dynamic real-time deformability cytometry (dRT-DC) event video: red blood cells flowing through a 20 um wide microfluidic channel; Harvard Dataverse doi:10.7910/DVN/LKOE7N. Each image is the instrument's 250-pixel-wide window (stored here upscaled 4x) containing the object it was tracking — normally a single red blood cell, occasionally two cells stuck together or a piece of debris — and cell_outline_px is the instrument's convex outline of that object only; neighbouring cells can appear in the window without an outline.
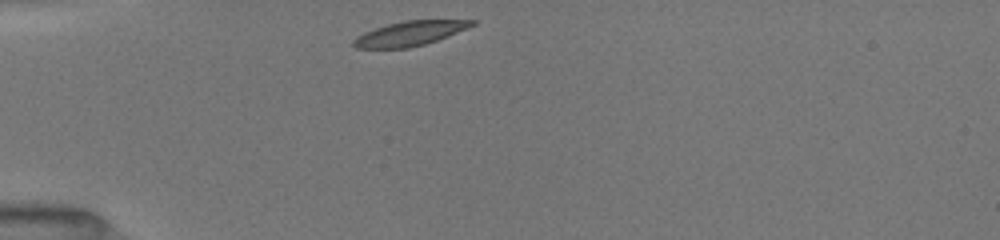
{"species": "common noctule bat (a hibernating species)", "species_latin": "Nyctalus noctula", "temperature_condition": "room temperature", "stored_images_in_passage": 50, "camera_frame_rate_fps": 3000, "um_per_image_px": 0.085, "animal": {"sex": "female", "body_mass_g": 19.5, "forearm_length_mm": 54.1}, "frame": {"image": 1, "passage_image": 1, "time_ms": 0.0, "image_size_px": [1000, 240], "cell_outline_px": [[476, 24], [468, 28], [436, 40], [424, 44], [408, 48], [356, 48], [352, 44], [352, 40], [356, 36], [364, 32], [388, 24], [404, 20], [476, 20]], "centroid_in_image_um": [34.81, 2.84], "position_along_channel_um": 50.2, "area_um2": 16.82}}
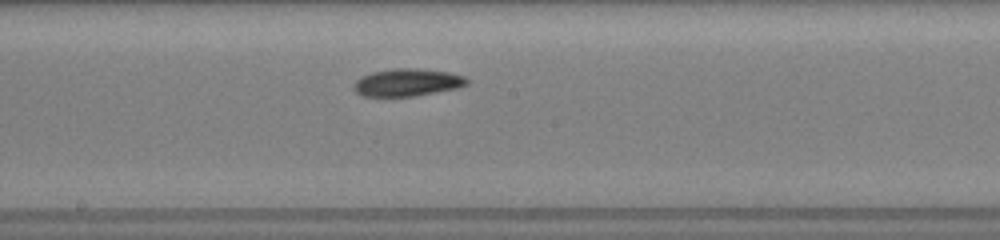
{"frame": {"image": 2, "passage_image": 19, "time_ms": 4.667, "image_size_px": [1000, 240], "cell_outline_px": [[468, 84], [460, 88], [416, 96], [360, 96], [352, 88], [352, 84], [360, 76], [372, 72], [396, 68], [416, 68], [448, 72], [464, 76], [468, 80]], "centroid_in_image_um": [34.6, 7.01], "position_along_channel_um": 213.6, "area_um2": 18.38}}
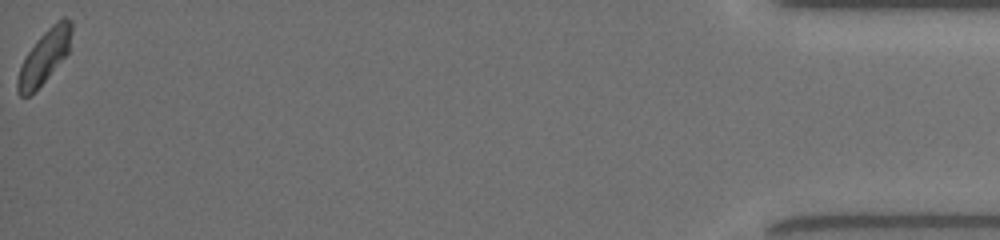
{"frame": {"image": 3, "passage_image": 49, "time_ms": 12.333, "image_size_px": [1000, 240], "cell_outline_px": [[72, 32], [68, 52], [48, 76], [28, 96], [20, 96], [16, 88], [16, 80], [20, 68], [28, 52], [36, 40], [52, 24], [64, 16], [72, 20]], "centroid_in_image_um": [3.78, 4.77], "position_along_channel_um": 431.4, "area_um2": 16.36}, "authors_computed_cell_mechanics": {"area_um2": 17.3978, "velocity_mm_per_s": 3.9801, "shape_relaxation_time_tau1_ms": 2.6931, "shape_relaxation_time_tau2_ms": 5.3915, "deformation_change_tau1": 0.109, "deformation_change_tau2": 0.0993}}